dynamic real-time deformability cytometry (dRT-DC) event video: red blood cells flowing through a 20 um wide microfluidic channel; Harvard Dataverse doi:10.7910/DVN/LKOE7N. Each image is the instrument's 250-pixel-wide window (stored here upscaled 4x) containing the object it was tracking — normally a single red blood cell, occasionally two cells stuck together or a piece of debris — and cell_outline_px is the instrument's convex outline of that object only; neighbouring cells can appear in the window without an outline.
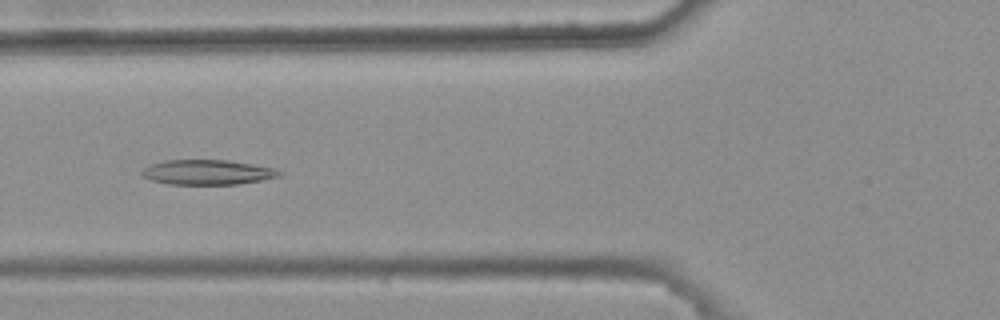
{"species": "common noctule bat (a hibernating species)", "species_latin": "Nyctalus noctula", "temperature_condition": "warm", "stored_images_in_passage": 46, "camera_frame_rate_fps": 3000, "um_per_image_px": 0.085, "animal": {"sex": "female", "body_mass_g": 25.1}, "frame": {"image": 1, "passage_image": 20, "time_ms": 6.333, "image_size_px": [1000, 320], "cell_outline_px": [[284, 172], [280, 176], [260, 180], [236, 184], [168, 184], [152, 180], [144, 176], [140, 172], [148, 164], [164, 160], [228, 160], [276, 168]], "centroid_in_image_um": [17.63, 14.63], "position_along_channel_um": 108.2, "area_um2": 19.94}}
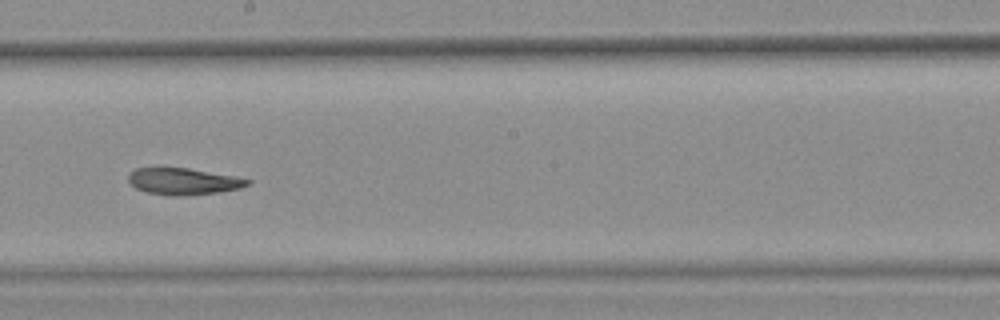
{"frame": {"image": 2, "passage_image": 30, "time_ms": 9.667, "image_size_px": [1000, 320], "cell_outline_px": [[252, 180], [248, 184], [240, 188], [220, 192], [176, 196], [172, 196], [148, 192], [136, 188], [128, 184], [128, 176], [136, 168], [188, 168], [236, 176]], "centroid_in_image_um": [15.59, 15.41], "position_along_channel_um": 232.6, "area_um2": 18.38}}
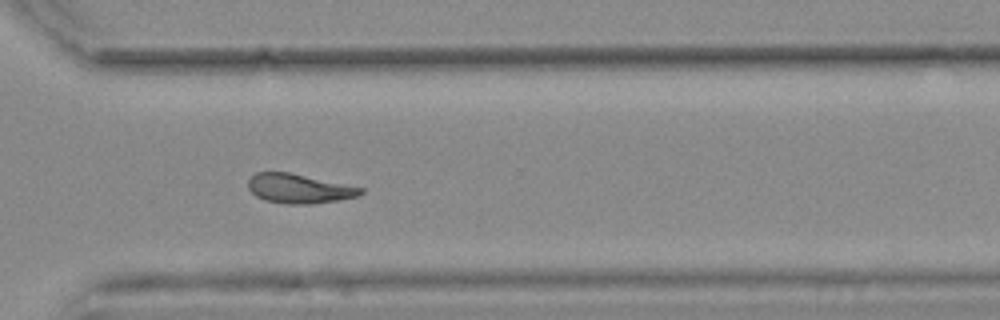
{"frame": {"image": 3, "passage_image": 39, "time_ms": 12.667, "image_size_px": [1000, 320], "cell_outline_px": [[364, 192], [356, 196], [340, 200], [312, 204], [288, 204], [264, 200], [256, 196], [248, 188], [248, 180], [256, 172], [288, 172], [364, 188]], "centroid_in_image_um": [25.41, 16.04], "position_along_channel_um": 345.2, "area_um2": 19.13}}